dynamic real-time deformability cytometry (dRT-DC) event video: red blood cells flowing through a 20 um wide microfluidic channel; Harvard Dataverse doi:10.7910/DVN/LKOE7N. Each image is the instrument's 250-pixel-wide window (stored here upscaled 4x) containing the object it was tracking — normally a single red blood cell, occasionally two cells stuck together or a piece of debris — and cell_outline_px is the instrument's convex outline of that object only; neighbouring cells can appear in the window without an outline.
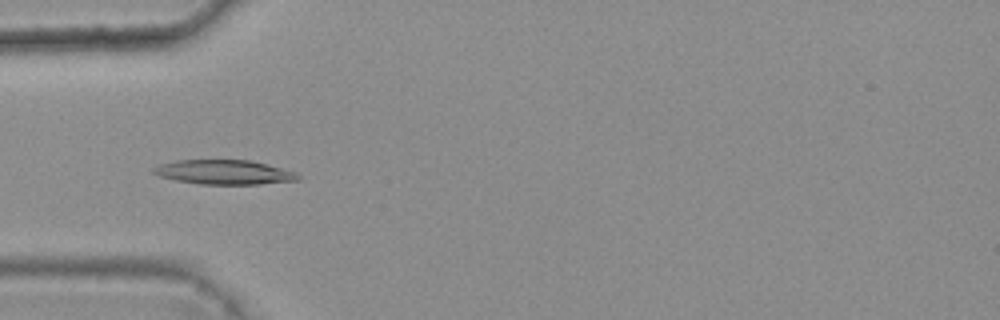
{"species": "common noctule bat (a hibernating species)", "species_latin": "Nyctalus noctula", "temperature_condition": "warm", "stored_images_in_passage": 7, "camera_frame_rate_fps": 3000, "um_per_image_px": 0.085, "animal": {"sex": "female", "body_mass_g": 25.1}, "frame": {"image": 1, "passage_image": 5, "time_ms": 1.333, "image_size_px": [1000, 320], "cell_outline_px": [[300, 180], [260, 184], [200, 184], [176, 180], [160, 176], [152, 172], [152, 168], [160, 164], [176, 160], [252, 160], [268, 164], [296, 172], [300, 176]], "centroid_in_image_um": [19.08, 14.63], "position_along_channel_um": 65.9, "area_um2": 20.63}}
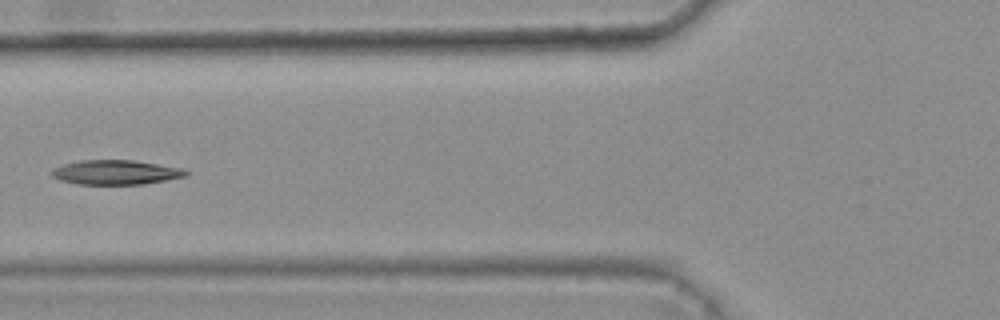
{"frame": {"image": 2, "passage_image": 6, "time_ms": 1.667, "image_size_px": [1000, 320], "cell_outline_px": [[188, 176], [144, 184], [76, 184], [60, 180], [52, 176], [48, 172], [52, 168], [64, 164], [80, 160], [132, 160], [180, 168], [188, 172]], "centroid_in_image_um": [9.78, 14.65], "position_along_channel_um": 116.0, "area_um2": 19.13}}
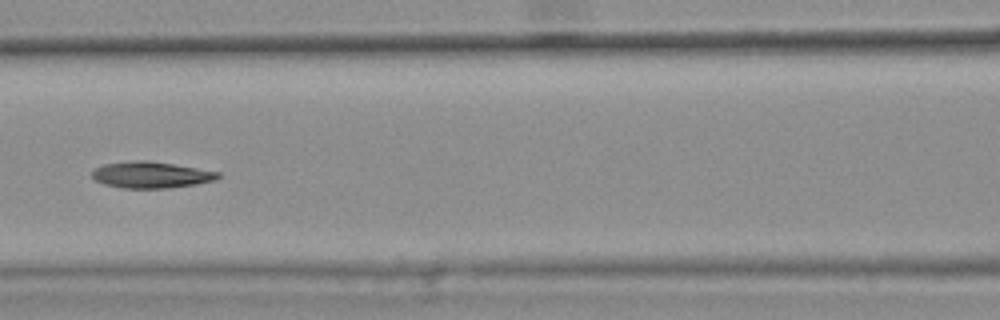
{"frame": {"image": 3, "passage_image": 7, "time_ms": 2.0, "image_size_px": [1000, 320], "cell_outline_px": [[220, 176], [216, 180], [196, 184], [168, 188], [120, 188], [104, 184], [96, 180], [92, 176], [92, 172], [96, 168], [104, 164], [136, 160], [148, 160], [220, 172]], "centroid_in_image_um": [12.84, 14.87], "position_along_channel_um": 153.8, "area_um2": 19.25}}